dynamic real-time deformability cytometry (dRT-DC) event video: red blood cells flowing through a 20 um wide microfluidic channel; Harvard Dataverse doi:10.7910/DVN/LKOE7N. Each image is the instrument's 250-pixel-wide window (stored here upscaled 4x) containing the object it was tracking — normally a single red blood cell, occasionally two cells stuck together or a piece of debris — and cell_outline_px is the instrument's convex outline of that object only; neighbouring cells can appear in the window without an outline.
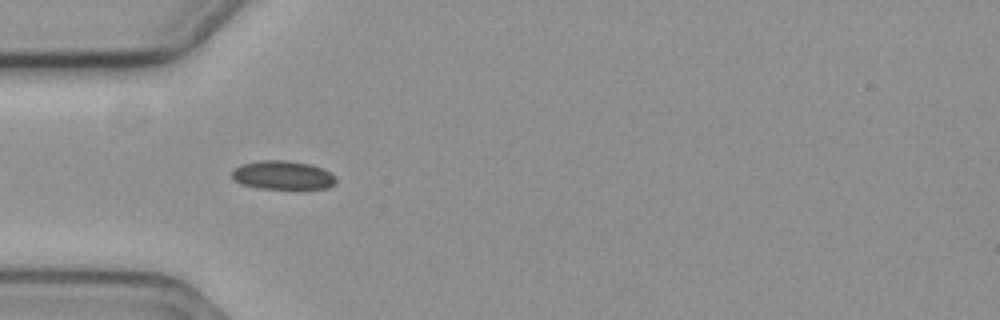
{"species": "common noctule bat (a hibernating species)", "species_latin": "Nyctalus noctula", "temperature_condition": "cold", "stored_images_in_passage": 2, "camera_frame_rate_fps": 3000, "um_per_image_px": 0.085, "animal": {"sex": "female", "body_mass_g": 19.3, "forearm_length_mm": 54.1}, "frame": {"image": 1, "passage_image": 1, "time_ms": 0.0, "image_size_px": [1000, 320], "cell_outline_px": [[336, 184], [328, 188], [296, 192], [292, 192], [260, 188], [240, 184], [232, 180], [232, 172], [236, 168], [244, 164], [260, 160], [284, 160], [308, 164], [324, 168], [336, 176]], "centroid_in_image_um": [24.11, 14.96], "position_along_channel_um": 60.9, "area_um2": 18.38}}
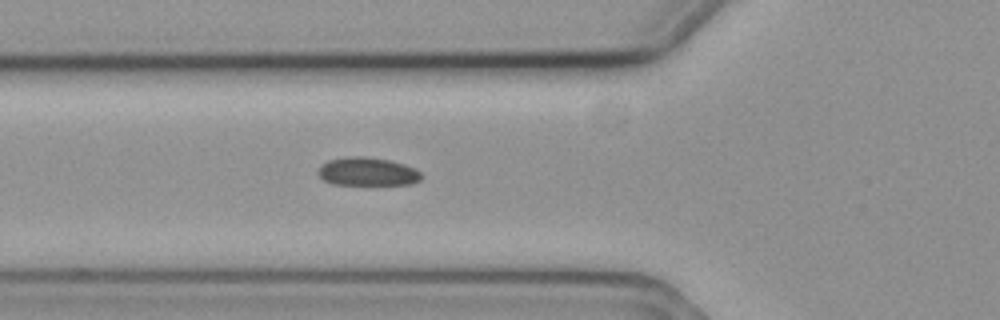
{"frame": {"image": 2, "passage_image": 2, "time_ms": 0.333, "image_size_px": [1000, 320], "cell_outline_px": [[424, 176], [420, 180], [412, 184], [332, 184], [324, 180], [320, 176], [320, 164], [328, 160], [348, 156], [364, 156], [388, 160], [404, 164], [416, 168]], "centroid_in_image_um": [31.27, 14.58], "position_along_channel_um": 94.5, "area_um2": 16.99}}